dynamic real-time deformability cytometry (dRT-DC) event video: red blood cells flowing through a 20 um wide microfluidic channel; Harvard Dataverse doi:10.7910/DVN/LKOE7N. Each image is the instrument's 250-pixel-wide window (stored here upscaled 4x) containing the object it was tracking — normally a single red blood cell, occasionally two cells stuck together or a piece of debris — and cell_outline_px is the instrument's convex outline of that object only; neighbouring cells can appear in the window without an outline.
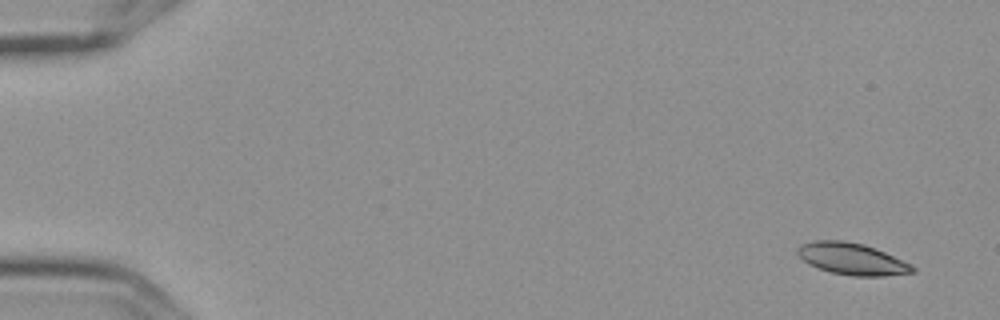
{"species": "Egyptian fruit bat (a non-hibernating species)", "species_latin": "Rousettus aegyptiacus", "temperature_condition": "cold", "stored_images_in_passage": 8, "camera_frame_rate_fps": 3000, "um_per_image_px": 0.085, "frame": {"image": 1, "passage_image": 1, "time_ms": 0.0, "image_size_px": [1000, 320], "cell_outline_px": [[916, 272], [884, 276], [852, 276], [832, 272], [816, 268], [808, 264], [796, 252], [796, 248], [800, 244], [812, 240], [844, 240], [864, 244], [884, 252], [912, 264], [916, 268]], "centroid_in_image_um": [72.4, 22.0], "position_along_channel_um": 12.6, "area_um2": 21.44}}
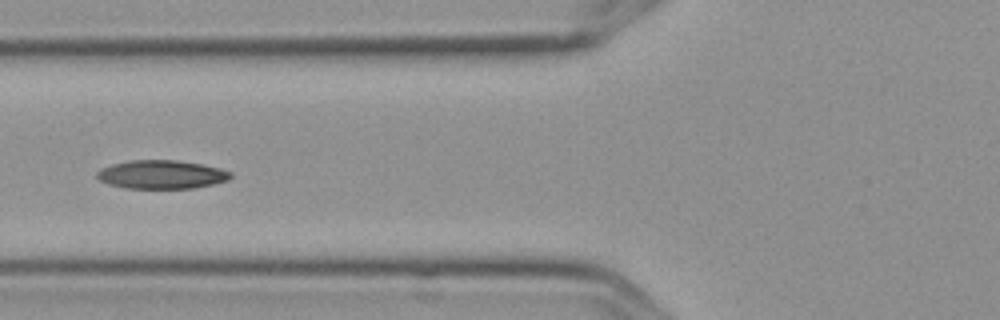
{"frame": {"image": 2, "passage_image": 6, "time_ms": 1.667, "image_size_px": [1000, 320], "cell_outline_px": [[232, 176], [228, 180], [212, 184], [192, 188], [124, 188], [108, 184], [100, 180], [96, 176], [96, 172], [112, 164], [128, 160], [176, 160], [204, 164], [220, 168], [232, 172]], "centroid_in_image_um": [13.74, 14.83], "position_along_channel_um": 112.1, "area_um2": 22.25}}
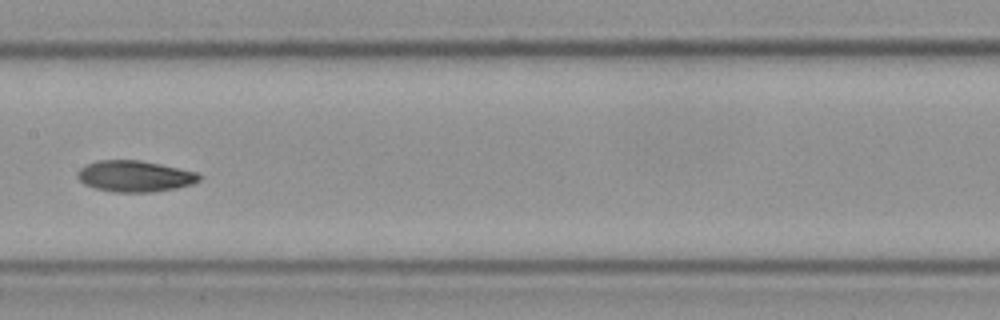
{"frame": {"image": 3, "passage_image": 8, "time_ms": 2.333, "image_size_px": [1000, 320], "cell_outline_px": [[200, 180], [192, 184], [176, 188], [152, 192], [116, 192], [96, 188], [84, 184], [76, 176], [76, 172], [80, 168], [96, 160], [140, 160], [200, 172]], "centroid_in_image_um": [11.47, 14.97], "position_along_channel_um": 195.9, "area_um2": 22.2}}